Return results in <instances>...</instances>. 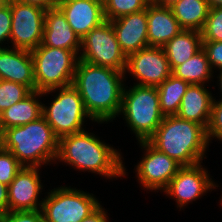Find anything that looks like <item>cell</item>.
<instances>
[{
	"label": "cell",
	"mask_w": 222,
	"mask_h": 222,
	"mask_svg": "<svg viewBox=\"0 0 222 222\" xmlns=\"http://www.w3.org/2000/svg\"><path fill=\"white\" fill-rule=\"evenodd\" d=\"M147 141L181 166H193L205 161L210 150L206 128L177 115L165 116Z\"/></svg>",
	"instance_id": "3"
},
{
	"label": "cell",
	"mask_w": 222,
	"mask_h": 222,
	"mask_svg": "<svg viewBox=\"0 0 222 222\" xmlns=\"http://www.w3.org/2000/svg\"><path fill=\"white\" fill-rule=\"evenodd\" d=\"M11 24L10 4L7 2L0 7V47H9Z\"/></svg>",
	"instance_id": "33"
},
{
	"label": "cell",
	"mask_w": 222,
	"mask_h": 222,
	"mask_svg": "<svg viewBox=\"0 0 222 222\" xmlns=\"http://www.w3.org/2000/svg\"><path fill=\"white\" fill-rule=\"evenodd\" d=\"M150 2L151 0H103L105 20L112 21L139 12L146 9Z\"/></svg>",
	"instance_id": "26"
},
{
	"label": "cell",
	"mask_w": 222,
	"mask_h": 222,
	"mask_svg": "<svg viewBox=\"0 0 222 222\" xmlns=\"http://www.w3.org/2000/svg\"><path fill=\"white\" fill-rule=\"evenodd\" d=\"M67 185L45 192L41 207L45 222H81L101 205L93 193Z\"/></svg>",
	"instance_id": "7"
},
{
	"label": "cell",
	"mask_w": 222,
	"mask_h": 222,
	"mask_svg": "<svg viewBox=\"0 0 222 222\" xmlns=\"http://www.w3.org/2000/svg\"><path fill=\"white\" fill-rule=\"evenodd\" d=\"M22 168L18 159L0 145V183L9 186Z\"/></svg>",
	"instance_id": "28"
},
{
	"label": "cell",
	"mask_w": 222,
	"mask_h": 222,
	"mask_svg": "<svg viewBox=\"0 0 222 222\" xmlns=\"http://www.w3.org/2000/svg\"><path fill=\"white\" fill-rule=\"evenodd\" d=\"M79 60L125 72L127 56L117 41L110 21H104L81 38Z\"/></svg>",
	"instance_id": "9"
},
{
	"label": "cell",
	"mask_w": 222,
	"mask_h": 222,
	"mask_svg": "<svg viewBox=\"0 0 222 222\" xmlns=\"http://www.w3.org/2000/svg\"><path fill=\"white\" fill-rule=\"evenodd\" d=\"M210 84H190L181 100L179 118L200 124L207 128L214 95ZM209 87V88H208Z\"/></svg>",
	"instance_id": "19"
},
{
	"label": "cell",
	"mask_w": 222,
	"mask_h": 222,
	"mask_svg": "<svg viewBox=\"0 0 222 222\" xmlns=\"http://www.w3.org/2000/svg\"><path fill=\"white\" fill-rule=\"evenodd\" d=\"M201 48V32L186 29H183L163 46L171 71L190 59Z\"/></svg>",
	"instance_id": "22"
},
{
	"label": "cell",
	"mask_w": 222,
	"mask_h": 222,
	"mask_svg": "<svg viewBox=\"0 0 222 222\" xmlns=\"http://www.w3.org/2000/svg\"><path fill=\"white\" fill-rule=\"evenodd\" d=\"M42 92L32 91L23 100L13 104L1 113L4 130L21 126L42 117Z\"/></svg>",
	"instance_id": "21"
},
{
	"label": "cell",
	"mask_w": 222,
	"mask_h": 222,
	"mask_svg": "<svg viewBox=\"0 0 222 222\" xmlns=\"http://www.w3.org/2000/svg\"><path fill=\"white\" fill-rule=\"evenodd\" d=\"M0 209L8 212V186L0 183Z\"/></svg>",
	"instance_id": "36"
},
{
	"label": "cell",
	"mask_w": 222,
	"mask_h": 222,
	"mask_svg": "<svg viewBox=\"0 0 222 222\" xmlns=\"http://www.w3.org/2000/svg\"><path fill=\"white\" fill-rule=\"evenodd\" d=\"M210 8L222 7V0H206Z\"/></svg>",
	"instance_id": "39"
},
{
	"label": "cell",
	"mask_w": 222,
	"mask_h": 222,
	"mask_svg": "<svg viewBox=\"0 0 222 222\" xmlns=\"http://www.w3.org/2000/svg\"><path fill=\"white\" fill-rule=\"evenodd\" d=\"M217 97V95L214 96L210 119L206 128V135L210 144L213 142L212 140L220 141L218 143L222 144V99H216Z\"/></svg>",
	"instance_id": "30"
},
{
	"label": "cell",
	"mask_w": 222,
	"mask_h": 222,
	"mask_svg": "<svg viewBox=\"0 0 222 222\" xmlns=\"http://www.w3.org/2000/svg\"><path fill=\"white\" fill-rule=\"evenodd\" d=\"M57 6L80 38L106 21L102 0H66Z\"/></svg>",
	"instance_id": "15"
},
{
	"label": "cell",
	"mask_w": 222,
	"mask_h": 222,
	"mask_svg": "<svg viewBox=\"0 0 222 222\" xmlns=\"http://www.w3.org/2000/svg\"><path fill=\"white\" fill-rule=\"evenodd\" d=\"M137 145L143 154L133 169L136 182L144 191L161 193L182 166L148 141H138Z\"/></svg>",
	"instance_id": "11"
},
{
	"label": "cell",
	"mask_w": 222,
	"mask_h": 222,
	"mask_svg": "<svg viewBox=\"0 0 222 222\" xmlns=\"http://www.w3.org/2000/svg\"><path fill=\"white\" fill-rule=\"evenodd\" d=\"M41 168L23 167L16 174L8 186V211L41 209L44 199L42 196L45 195L42 192L46 191L44 190L45 184L41 180Z\"/></svg>",
	"instance_id": "14"
},
{
	"label": "cell",
	"mask_w": 222,
	"mask_h": 222,
	"mask_svg": "<svg viewBox=\"0 0 222 222\" xmlns=\"http://www.w3.org/2000/svg\"><path fill=\"white\" fill-rule=\"evenodd\" d=\"M64 1H66V0H54L56 6Z\"/></svg>",
	"instance_id": "41"
},
{
	"label": "cell",
	"mask_w": 222,
	"mask_h": 222,
	"mask_svg": "<svg viewBox=\"0 0 222 222\" xmlns=\"http://www.w3.org/2000/svg\"><path fill=\"white\" fill-rule=\"evenodd\" d=\"M32 91L25 85L1 80L0 82V113L13 104L23 100Z\"/></svg>",
	"instance_id": "27"
},
{
	"label": "cell",
	"mask_w": 222,
	"mask_h": 222,
	"mask_svg": "<svg viewBox=\"0 0 222 222\" xmlns=\"http://www.w3.org/2000/svg\"><path fill=\"white\" fill-rule=\"evenodd\" d=\"M48 95H51L52 100H48L47 103L43 100L42 116L58 139L87 129L85 123L87 124L88 120L96 125L85 110L83 100L73 85L42 92L43 97Z\"/></svg>",
	"instance_id": "6"
},
{
	"label": "cell",
	"mask_w": 222,
	"mask_h": 222,
	"mask_svg": "<svg viewBox=\"0 0 222 222\" xmlns=\"http://www.w3.org/2000/svg\"><path fill=\"white\" fill-rule=\"evenodd\" d=\"M7 1H14V2L35 5L45 10L56 6L54 0H7Z\"/></svg>",
	"instance_id": "35"
},
{
	"label": "cell",
	"mask_w": 222,
	"mask_h": 222,
	"mask_svg": "<svg viewBox=\"0 0 222 222\" xmlns=\"http://www.w3.org/2000/svg\"><path fill=\"white\" fill-rule=\"evenodd\" d=\"M125 83L123 71L78 60L72 85L87 113L101 125L117 120Z\"/></svg>",
	"instance_id": "2"
},
{
	"label": "cell",
	"mask_w": 222,
	"mask_h": 222,
	"mask_svg": "<svg viewBox=\"0 0 222 222\" xmlns=\"http://www.w3.org/2000/svg\"><path fill=\"white\" fill-rule=\"evenodd\" d=\"M201 162L193 166H182L171 179L168 186L161 192L176 202L177 209L182 211L196 200L216 191L219 186L212 179L210 171ZM205 166V167H204ZM209 171V172H208ZM209 192V193H208ZM187 206V207H186Z\"/></svg>",
	"instance_id": "10"
},
{
	"label": "cell",
	"mask_w": 222,
	"mask_h": 222,
	"mask_svg": "<svg viewBox=\"0 0 222 222\" xmlns=\"http://www.w3.org/2000/svg\"><path fill=\"white\" fill-rule=\"evenodd\" d=\"M121 149L105 142L94 131L83 130L59 139L55 166L66 165L71 169L99 175L107 180L124 179L129 175ZM64 163V164H63Z\"/></svg>",
	"instance_id": "1"
},
{
	"label": "cell",
	"mask_w": 222,
	"mask_h": 222,
	"mask_svg": "<svg viewBox=\"0 0 222 222\" xmlns=\"http://www.w3.org/2000/svg\"><path fill=\"white\" fill-rule=\"evenodd\" d=\"M202 48L214 73L222 70V41H202Z\"/></svg>",
	"instance_id": "32"
},
{
	"label": "cell",
	"mask_w": 222,
	"mask_h": 222,
	"mask_svg": "<svg viewBox=\"0 0 222 222\" xmlns=\"http://www.w3.org/2000/svg\"><path fill=\"white\" fill-rule=\"evenodd\" d=\"M125 83L118 116L138 141H147L164 119L156 86ZM127 84V85H126ZM129 85V86H128Z\"/></svg>",
	"instance_id": "5"
},
{
	"label": "cell",
	"mask_w": 222,
	"mask_h": 222,
	"mask_svg": "<svg viewBox=\"0 0 222 222\" xmlns=\"http://www.w3.org/2000/svg\"><path fill=\"white\" fill-rule=\"evenodd\" d=\"M170 8L183 29L200 32L205 26L210 10L206 0H179Z\"/></svg>",
	"instance_id": "23"
},
{
	"label": "cell",
	"mask_w": 222,
	"mask_h": 222,
	"mask_svg": "<svg viewBox=\"0 0 222 222\" xmlns=\"http://www.w3.org/2000/svg\"><path fill=\"white\" fill-rule=\"evenodd\" d=\"M7 2L12 19L9 47L29 51L37 48L42 43L46 10L35 5Z\"/></svg>",
	"instance_id": "12"
},
{
	"label": "cell",
	"mask_w": 222,
	"mask_h": 222,
	"mask_svg": "<svg viewBox=\"0 0 222 222\" xmlns=\"http://www.w3.org/2000/svg\"><path fill=\"white\" fill-rule=\"evenodd\" d=\"M1 80L12 81L36 91L32 54L29 50L0 47Z\"/></svg>",
	"instance_id": "18"
},
{
	"label": "cell",
	"mask_w": 222,
	"mask_h": 222,
	"mask_svg": "<svg viewBox=\"0 0 222 222\" xmlns=\"http://www.w3.org/2000/svg\"><path fill=\"white\" fill-rule=\"evenodd\" d=\"M7 3V0H0V7Z\"/></svg>",
	"instance_id": "42"
},
{
	"label": "cell",
	"mask_w": 222,
	"mask_h": 222,
	"mask_svg": "<svg viewBox=\"0 0 222 222\" xmlns=\"http://www.w3.org/2000/svg\"><path fill=\"white\" fill-rule=\"evenodd\" d=\"M110 214L101 204L93 213L84 218L81 222H111Z\"/></svg>",
	"instance_id": "34"
},
{
	"label": "cell",
	"mask_w": 222,
	"mask_h": 222,
	"mask_svg": "<svg viewBox=\"0 0 222 222\" xmlns=\"http://www.w3.org/2000/svg\"><path fill=\"white\" fill-rule=\"evenodd\" d=\"M201 34L202 41H222V7L210 8Z\"/></svg>",
	"instance_id": "29"
},
{
	"label": "cell",
	"mask_w": 222,
	"mask_h": 222,
	"mask_svg": "<svg viewBox=\"0 0 222 222\" xmlns=\"http://www.w3.org/2000/svg\"><path fill=\"white\" fill-rule=\"evenodd\" d=\"M177 1H179V0H151V2L156 5L166 6V7L172 6Z\"/></svg>",
	"instance_id": "38"
},
{
	"label": "cell",
	"mask_w": 222,
	"mask_h": 222,
	"mask_svg": "<svg viewBox=\"0 0 222 222\" xmlns=\"http://www.w3.org/2000/svg\"><path fill=\"white\" fill-rule=\"evenodd\" d=\"M221 193H222V191H221ZM221 197V198H220ZM220 197H219V201L220 202H218V203H220L219 205H221L220 207H221V209H222V194L220 195Z\"/></svg>",
	"instance_id": "43"
},
{
	"label": "cell",
	"mask_w": 222,
	"mask_h": 222,
	"mask_svg": "<svg viewBox=\"0 0 222 222\" xmlns=\"http://www.w3.org/2000/svg\"><path fill=\"white\" fill-rule=\"evenodd\" d=\"M3 135H4V128H3V125H2L1 113H0V144H1V141L3 139Z\"/></svg>",
	"instance_id": "40"
},
{
	"label": "cell",
	"mask_w": 222,
	"mask_h": 222,
	"mask_svg": "<svg viewBox=\"0 0 222 222\" xmlns=\"http://www.w3.org/2000/svg\"><path fill=\"white\" fill-rule=\"evenodd\" d=\"M126 56L148 45L147 8L110 21Z\"/></svg>",
	"instance_id": "16"
},
{
	"label": "cell",
	"mask_w": 222,
	"mask_h": 222,
	"mask_svg": "<svg viewBox=\"0 0 222 222\" xmlns=\"http://www.w3.org/2000/svg\"><path fill=\"white\" fill-rule=\"evenodd\" d=\"M42 45L73 51L78 57L81 38L73 31L58 6L46 10Z\"/></svg>",
	"instance_id": "17"
},
{
	"label": "cell",
	"mask_w": 222,
	"mask_h": 222,
	"mask_svg": "<svg viewBox=\"0 0 222 222\" xmlns=\"http://www.w3.org/2000/svg\"><path fill=\"white\" fill-rule=\"evenodd\" d=\"M171 75V69L163 47L147 46L127 56L125 81L128 76L133 84L140 86H159Z\"/></svg>",
	"instance_id": "13"
},
{
	"label": "cell",
	"mask_w": 222,
	"mask_h": 222,
	"mask_svg": "<svg viewBox=\"0 0 222 222\" xmlns=\"http://www.w3.org/2000/svg\"><path fill=\"white\" fill-rule=\"evenodd\" d=\"M214 75H216V77L214 76V78L216 79V85L218 86V94H220L219 99H222V70L218 71V74L214 73ZM221 97V98H220Z\"/></svg>",
	"instance_id": "37"
},
{
	"label": "cell",
	"mask_w": 222,
	"mask_h": 222,
	"mask_svg": "<svg viewBox=\"0 0 222 222\" xmlns=\"http://www.w3.org/2000/svg\"><path fill=\"white\" fill-rule=\"evenodd\" d=\"M183 28L170 7L159 6L150 2L147 6L148 45L163 47Z\"/></svg>",
	"instance_id": "20"
},
{
	"label": "cell",
	"mask_w": 222,
	"mask_h": 222,
	"mask_svg": "<svg viewBox=\"0 0 222 222\" xmlns=\"http://www.w3.org/2000/svg\"><path fill=\"white\" fill-rule=\"evenodd\" d=\"M189 85L188 82L171 74L157 86L160 110L164 116L178 113L181 100Z\"/></svg>",
	"instance_id": "25"
},
{
	"label": "cell",
	"mask_w": 222,
	"mask_h": 222,
	"mask_svg": "<svg viewBox=\"0 0 222 222\" xmlns=\"http://www.w3.org/2000/svg\"><path fill=\"white\" fill-rule=\"evenodd\" d=\"M59 139L42 116L28 124L4 130L1 146L9 150L23 167L55 165Z\"/></svg>",
	"instance_id": "4"
},
{
	"label": "cell",
	"mask_w": 222,
	"mask_h": 222,
	"mask_svg": "<svg viewBox=\"0 0 222 222\" xmlns=\"http://www.w3.org/2000/svg\"><path fill=\"white\" fill-rule=\"evenodd\" d=\"M171 74L189 84H211L215 76L203 48L183 64L176 66Z\"/></svg>",
	"instance_id": "24"
},
{
	"label": "cell",
	"mask_w": 222,
	"mask_h": 222,
	"mask_svg": "<svg viewBox=\"0 0 222 222\" xmlns=\"http://www.w3.org/2000/svg\"><path fill=\"white\" fill-rule=\"evenodd\" d=\"M3 214H4V211L2 209H0V222H1Z\"/></svg>",
	"instance_id": "44"
},
{
	"label": "cell",
	"mask_w": 222,
	"mask_h": 222,
	"mask_svg": "<svg viewBox=\"0 0 222 222\" xmlns=\"http://www.w3.org/2000/svg\"><path fill=\"white\" fill-rule=\"evenodd\" d=\"M1 222H45L41 209L4 212Z\"/></svg>",
	"instance_id": "31"
},
{
	"label": "cell",
	"mask_w": 222,
	"mask_h": 222,
	"mask_svg": "<svg viewBox=\"0 0 222 222\" xmlns=\"http://www.w3.org/2000/svg\"><path fill=\"white\" fill-rule=\"evenodd\" d=\"M36 91H47L73 84L79 57L71 50L40 44L30 51Z\"/></svg>",
	"instance_id": "8"
}]
</instances>
